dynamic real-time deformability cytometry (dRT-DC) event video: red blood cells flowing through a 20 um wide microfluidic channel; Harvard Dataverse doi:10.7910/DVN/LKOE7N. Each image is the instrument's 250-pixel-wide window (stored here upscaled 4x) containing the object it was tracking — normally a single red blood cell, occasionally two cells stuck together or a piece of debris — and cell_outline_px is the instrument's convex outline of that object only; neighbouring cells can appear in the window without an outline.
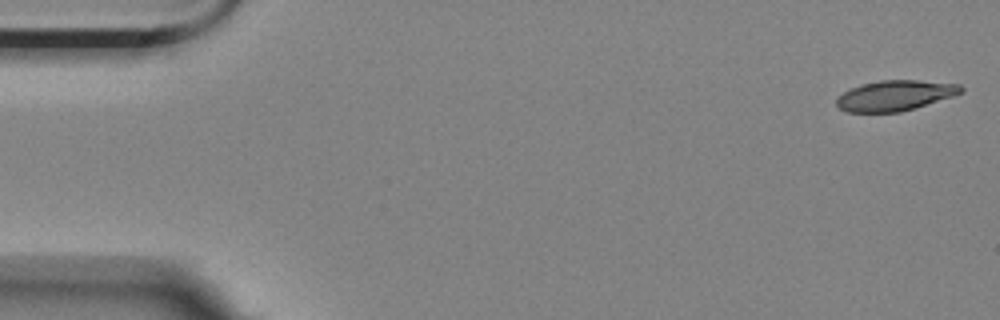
{"species": "Egyptian fruit bat (a non-hibernating species)", "species_latin": "Rousettus aegyptiacus", "temperature_condition": "room temperature", "stored_images_in_passage": 5, "camera_frame_rate_fps": 3000, "um_per_image_px": 0.085, "animal": {"sex": "female"}, "frame": {"image": 1, "passage_image": 1, "time_ms": 0.0, "image_size_px": [1000, 320], "cell_outline_px": [[964, 92], [952, 96], [900, 112], [844, 112], [836, 104], [836, 100], [844, 92], [860, 84], [880, 80], [920, 80], [960, 84], [964, 88]], "centroid_in_image_um": [76.08, 8.11], "position_along_channel_um": 8.9, "area_um2": 21.91}}